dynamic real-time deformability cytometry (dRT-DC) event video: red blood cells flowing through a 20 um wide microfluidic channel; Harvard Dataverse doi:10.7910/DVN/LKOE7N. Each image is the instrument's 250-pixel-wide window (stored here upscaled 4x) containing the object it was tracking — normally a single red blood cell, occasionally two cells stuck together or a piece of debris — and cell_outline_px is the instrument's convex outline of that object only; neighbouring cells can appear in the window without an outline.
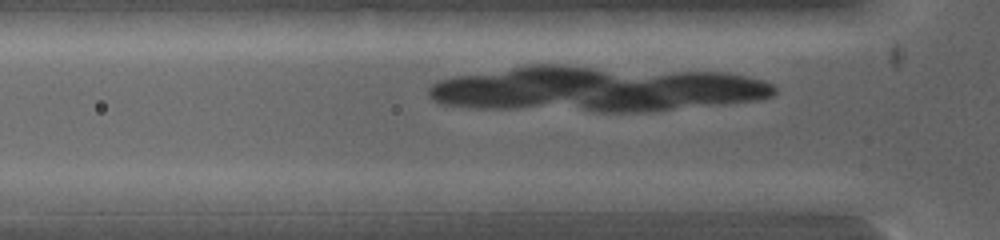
{"species": "common noctule bat (a hibernating species)", "species_latin": "Nyctalus noctula", "temperature_condition": "warm", "stored_images_in_passage": 3, "camera_frame_rate_fps": 5000, "um_per_image_px": 0.085, "animal": {"sex": "female", "body_mass_g": 19.0, "forearm_length_mm": 53.3}, "frame": {"image": 1, "passage_image": 2, "time_ms": 0.6, "image_size_px": [1000, 240], "cell_outline_px": [[384, 212], [312, 212], [280, 200], [276, 196], [284, 192], [384, 192]], "centroid_in_image_um": [28.56, 17.12], "position_along_channel_um": 97.2, "area_um2": 13.7}}